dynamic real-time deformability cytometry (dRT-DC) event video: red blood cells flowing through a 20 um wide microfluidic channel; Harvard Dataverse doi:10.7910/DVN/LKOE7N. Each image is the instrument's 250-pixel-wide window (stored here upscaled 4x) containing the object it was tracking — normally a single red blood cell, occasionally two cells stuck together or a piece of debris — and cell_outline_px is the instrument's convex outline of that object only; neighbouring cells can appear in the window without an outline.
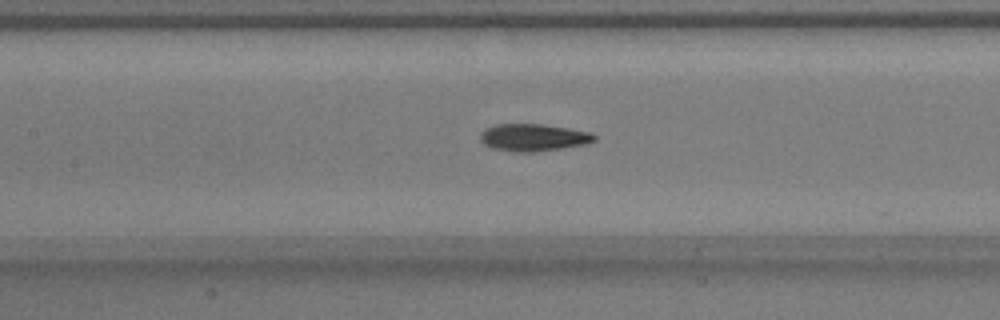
{"species": "common noctule bat (a hibernating species)", "species_latin": "Nyctalus noctula", "temperature_condition": "warm", "stored_images_in_passage": 55, "camera_frame_rate_fps": 3000, "um_per_image_px": 0.085, "animal": {"sex": "male", "body_mass_g": 17.9}, "frame": {"image": 1, "passage_image": 25, "time_ms": 8.0, "image_size_px": [1000, 320], "cell_outline_px": [[596, 140], [588, 144], [532, 152], [516, 152], [492, 148], [484, 144], [480, 140], [480, 132], [484, 128], [496, 124], [544, 124], [592, 132], [596, 136]], "centroid_in_image_um": [45.33, 11.67], "position_along_channel_um": 162.1, "area_um2": 18.26}}
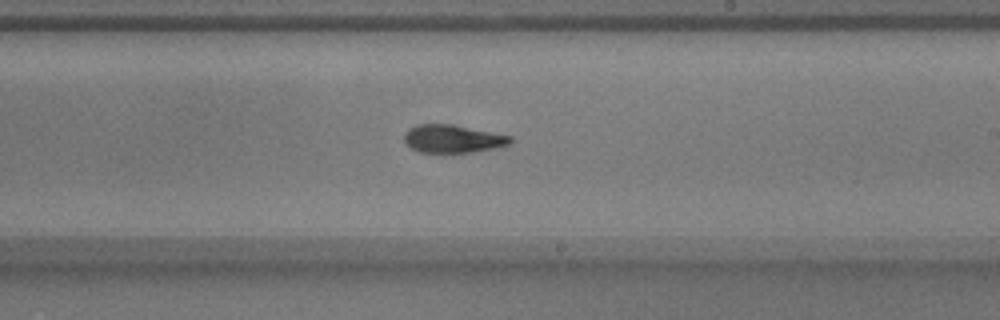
{"frame": {"image": 2, "passage_image": 32, "time_ms": 10.333, "image_size_px": [1000, 320], "cell_outline_px": [[512, 140], [508, 144], [492, 148], [472, 152], [420, 152], [412, 148], [404, 140], [404, 132], [408, 128], [416, 124], [452, 124], [512, 136]], "centroid_in_image_um": [38.44, 11.78], "position_along_channel_um": 250.6, "area_um2": 17.11}}
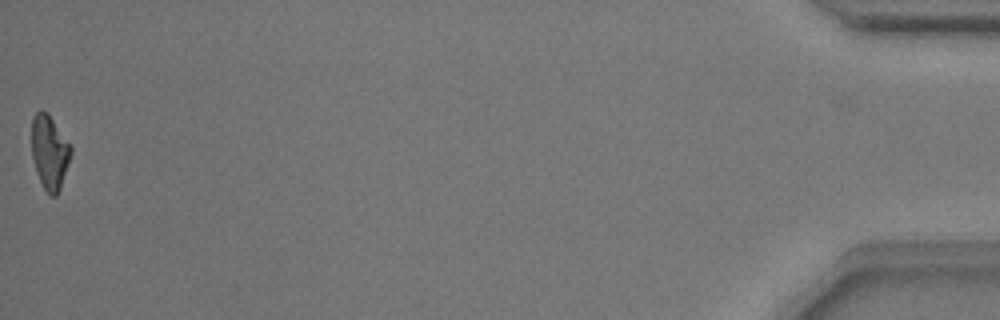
{"frame": {"image": 3, "passage_image": 54, "time_ms": 17.667, "image_size_px": [1000, 320], "cell_outline_px": [[72, 152], [60, 188], [56, 196], [52, 196], [44, 188], [36, 172], [32, 156], [32, 116], [40, 108], [48, 112], [72, 144]], "centroid_in_image_um": [4.22, 12.86], "position_along_channel_um": 431.0, "area_um2": 17.17}, "authors_computed_cell_mechanics": {"area_um2": 17.3978, "velocity_mm_per_s": 3.805, "shape_relaxation_time_tau1_ms": 10.8088, "shape_relaxation_time_tau2_ms": 3.3605, "deformation_change_tau1": 0.2637, "deformation_change_tau2": 0.1214}}